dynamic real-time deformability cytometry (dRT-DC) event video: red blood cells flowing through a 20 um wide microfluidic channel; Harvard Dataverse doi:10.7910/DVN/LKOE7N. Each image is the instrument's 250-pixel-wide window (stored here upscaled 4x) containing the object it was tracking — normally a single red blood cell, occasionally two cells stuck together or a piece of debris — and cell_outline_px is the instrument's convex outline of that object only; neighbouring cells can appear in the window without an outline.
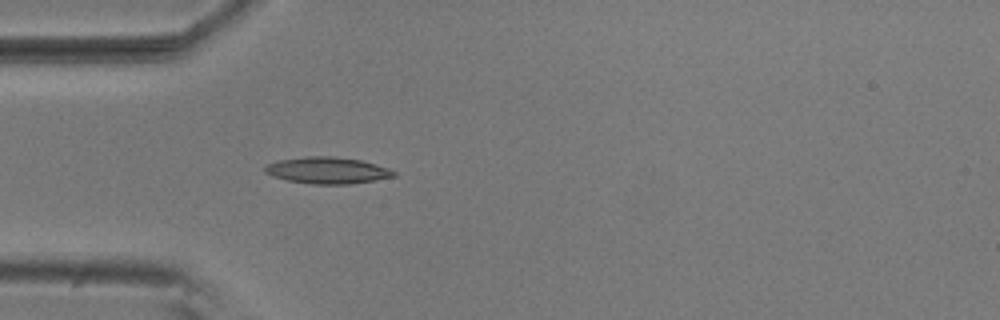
{"species": "common noctule bat (a hibernating species)", "species_latin": "Nyctalus noctula", "temperature_condition": "room temperature", "stored_images_in_passage": 4, "camera_frame_rate_fps": 3000, "um_per_image_px": 0.085, "animal": {"sex": "male", "body_mass_g": 20.5, "forearm_length_mm": 52.5}, "frame": {"image": 1, "passage_image": 4, "time_ms": 1.0, "image_size_px": [1000, 320], "cell_outline_px": [[396, 176], [348, 184], [312, 184], [288, 180], [272, 176], [264, 172], [264, 164], [276, 160], [304, 156], [332, 156], [360, 160], [376, 164], [388, 168], [396, 172]], "centroid_in_image_um": [27.76, 14.47], "position_along_channel_um": 57.2, "area_um2": 20.0}}